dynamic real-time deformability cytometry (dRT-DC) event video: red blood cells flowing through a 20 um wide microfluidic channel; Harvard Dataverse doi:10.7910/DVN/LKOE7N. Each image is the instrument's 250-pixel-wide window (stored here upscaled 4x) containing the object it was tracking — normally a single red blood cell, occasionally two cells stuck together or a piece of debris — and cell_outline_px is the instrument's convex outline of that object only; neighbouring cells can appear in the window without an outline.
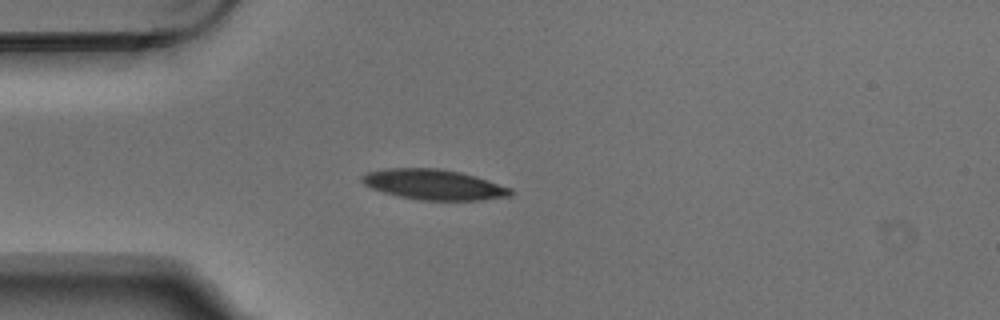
{"species": "Egyptian fruit bat (a non-hibernating species)", "species_latin": "Rousettus aegyptiacus", "temperature_condition": "warm", "stored_images_in_passage": 4, "camera_frame_rate_fps": 3000, "um_per_image_px": 0.085, "animal": {"sex": "male"}, "frame": {"image": 1, "passage_image": 3, "time_ms": 0.667, "image_size_px": [1000, 320], "cell_outline_px": [[512, 196], [480, 200], [420, 200], [400, 196], [384, 192], [372, 188], [364, 184], [360, 180], [360, 176], [368, 172], [384, 168], [440, 168], [460, 172], [476, 176], [512, 188]], "centroid_in_image_um": [36.88, 15.68], "position_along_channel_um": 48.1, "area_um2": 26.3}}